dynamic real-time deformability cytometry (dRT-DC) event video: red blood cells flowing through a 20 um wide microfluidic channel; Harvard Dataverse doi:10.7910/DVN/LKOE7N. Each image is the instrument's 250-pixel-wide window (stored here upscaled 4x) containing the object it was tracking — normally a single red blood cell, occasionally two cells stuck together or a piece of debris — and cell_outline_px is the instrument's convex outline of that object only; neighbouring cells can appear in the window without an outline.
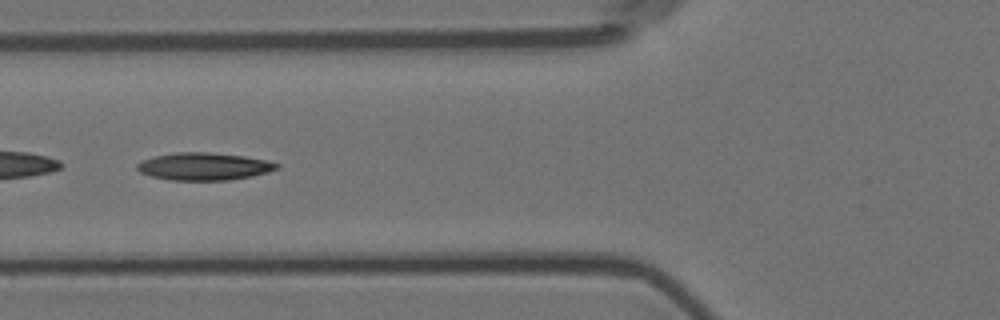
{"species": "Egyptian fruit bat (a non-hibernating species)", "species_latin": "Rousettus aegyptiacus", "temperature_condition": "room temperature", "stored_images_in_passage": 57, "camera_frame_rate_fps": 3000, "um_per_image_px": 0.085, "animal": {"sex": "female"}, "frame": {"image": 1, "passage_image": 22, "time_ms": 7.0, "image_size_px": [1000, 320], "cell_outline_px": [[280, 168], [268, 172], [252, 176], [228, 180], [168, 180], [152, 176], [140, 172], [136, 168], [136, 164], [140, 160], [156, 156], [176, 152], [208, 152], [244, 156], [268, 160], [280, 164]], "centroid_in_image_um": [17.35, 14.14], "position_along_channel_um": 108.5, "area_um2": 22.48}}
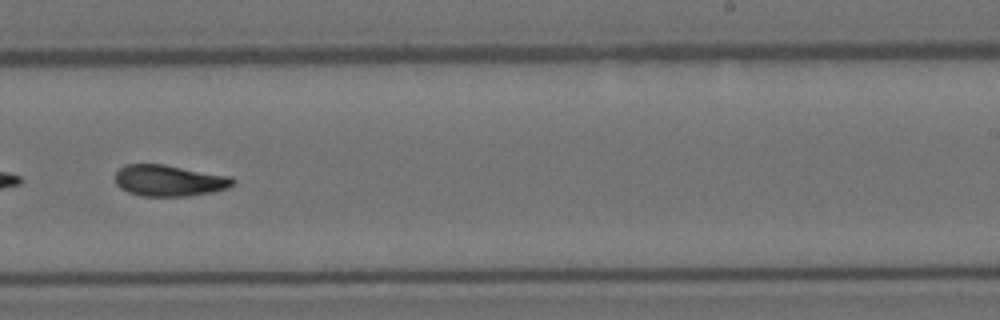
{"frame": {"image": 2, "passage_image": 36, "time_ms": 11.667, "image_size_px": [1000, 320], "cell_outline_px": [[236, 180], [228, 188], [212, 192], [188, 196], [140, 196], [128, 192], [120, 188], [116, 184], [116, 172], [124, 164], [164, 164], [232, 176]], "centroid_in_image_um": [14.39, 15.34], "position_along_channel_um": 274.6, "area_um2": 21.62}}
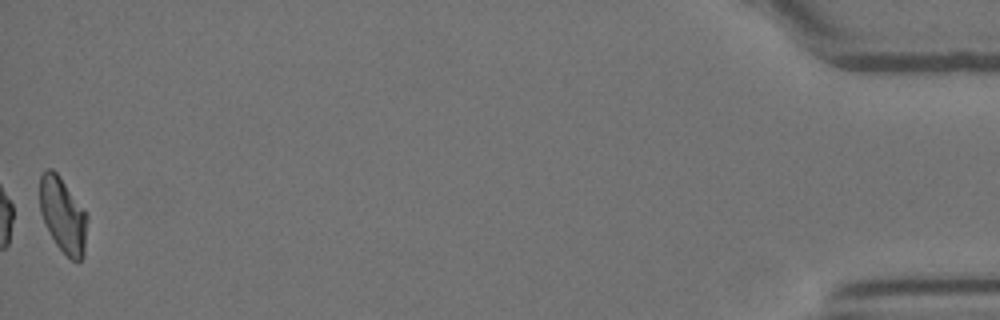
{"frame": {"image": 3, "passage_image": 57, "time_ms": 18.667, "image_size_px": [1000, 320], "cell_outline_px": [[88, 220], [84, 256], [80, 260], [72, 260], [56, 244], [40, 212], [40, 176], [44, 168], [52, 168], [60, 176], [88, 216]], "centroid_in_image_um": [5.36, 18.26], "position_along_channel_um": 429.8, "area_um2": 20.58}, "authors_computed_cell_mechanics": {"area_um2": 22.0218, "velocity_mm_per_s": 3.572, "shape_relaxation_time_tau1_ms": 7.3991, "shape_relaxation_time_tau2_ms": 4.7111, "deformation_change_tau1": 0.1826, "deformation_change_tau2": 0.1021}}